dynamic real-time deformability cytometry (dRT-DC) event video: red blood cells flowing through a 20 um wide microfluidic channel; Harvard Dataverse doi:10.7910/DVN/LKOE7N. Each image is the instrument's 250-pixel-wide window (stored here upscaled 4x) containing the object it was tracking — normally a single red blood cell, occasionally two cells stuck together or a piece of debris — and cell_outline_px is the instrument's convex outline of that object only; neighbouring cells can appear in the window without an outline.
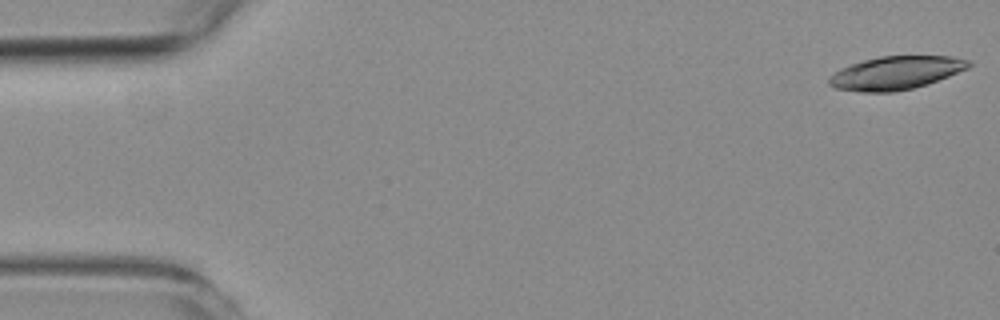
{"species": "common noctule bat (a hibernating species)", "species_latin": "Nyctalus noctula", "temperature_condition": "room temperature", "stored_images_in_passage": 20, "camera_frame_rate_fps": 3000, "um_per_image_px": 0.085, "animal": {"sex": "female", "body_mass_g": 19.3, "forearm_length_mm": 54.1}, "frame": {"image": 1, "passage_image": 1, "time_ms": 0.0, "image_size_px": [1000, 320], "cell_outline_px": [[972, 64], [968, 68], [928, 84], [896, 92], [860, 92], [836, 88], [828, 84], [828, 76], [840, 68], [864, 60], [880, 56], [952, 56], [968, 60]], "centroid_in_image_um": [76.12, 6.2], "position_along_channel_um": 8.9, "area_um2": 27.05}}
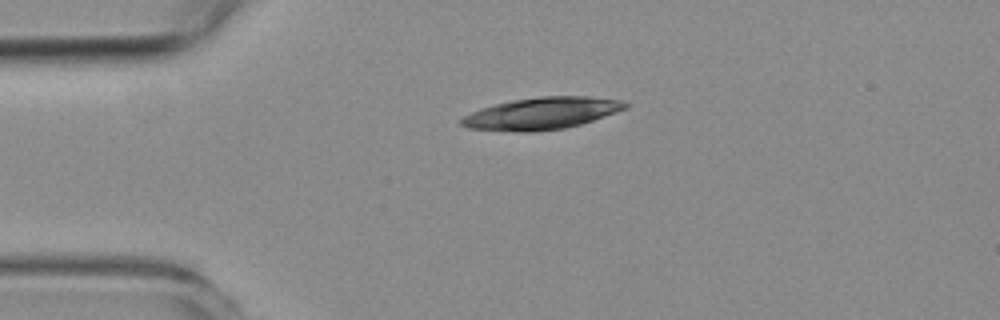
{"frame": {"image": 2, "passage_image": 12, "time_ms": 3.667, "image_size_px": [1000, 320], "cell_outline_px": [[628, 108], [580, 124], [564, 128], [532, 132], [520, 132], [468, 128], [460, 124], [460, 120], [464, 116], [480, 108], [512, 100], [540, 96], [588, 96], [624, 100], [628, 104]], "centroid_in_image_um": [46.05, 9.63], "position_along_channel_um": 38.9, "area_um2": 30.46}}